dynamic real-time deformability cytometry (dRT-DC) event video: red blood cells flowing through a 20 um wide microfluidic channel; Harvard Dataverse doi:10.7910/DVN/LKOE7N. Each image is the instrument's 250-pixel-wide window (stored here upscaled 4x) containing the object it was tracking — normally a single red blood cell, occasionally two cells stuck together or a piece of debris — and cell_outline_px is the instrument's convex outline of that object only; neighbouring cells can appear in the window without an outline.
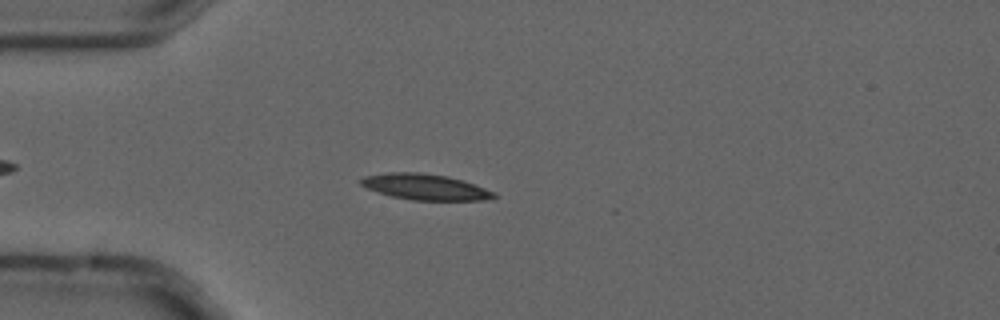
{"species": "common noctule bat (a hibernating species)", "species_latin": "Nyctalus noctula", "temperature_condition": "cold", "stored_images_in_passage": 3, "camera_frame_rate_fps": 3000, "um_per_image_px": 0.085, "animal": {"sex": "male", "forearm_length_mm": 52.5}, "frame": {"image": 1, "passage_image": 2, "time_ms": 0.333, "image_size_px": [1000, 320], "cell_outline_px": [[496, 196], [484, 200], [412, 200], [392, 196], [368, 188], [360, 184], [360, 180], [364, 176], [388, 172], [420, 172], [448, 176], [464, 180], [496, 192]], "centroid_in_image_um": [36.17, 15.88], "position_along_channel_um": 48.8, "area_um2": 20.0}}